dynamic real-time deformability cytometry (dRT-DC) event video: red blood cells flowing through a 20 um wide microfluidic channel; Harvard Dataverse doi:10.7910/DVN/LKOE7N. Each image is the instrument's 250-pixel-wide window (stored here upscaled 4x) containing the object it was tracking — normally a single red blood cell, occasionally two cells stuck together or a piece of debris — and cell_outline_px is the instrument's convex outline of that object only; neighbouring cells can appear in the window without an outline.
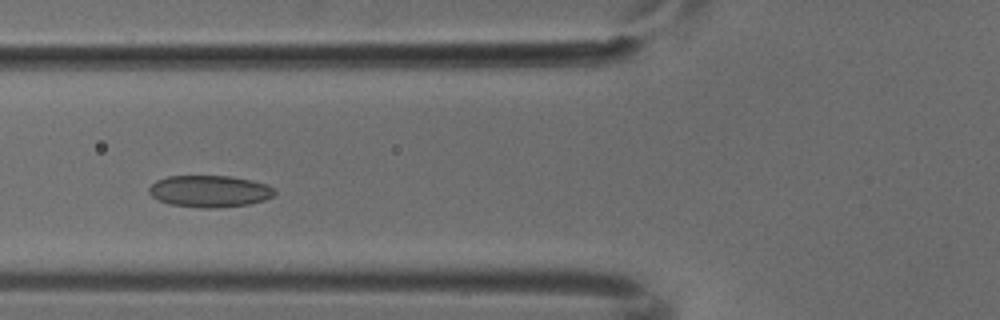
{"species": "common noctule bat (a hibernating species)", "species_latin": "Nyctalus noctula", "temperature_condition": "cold", "stored_images_in_passage": 4, "camera_frame_rate_fps": 3000, "um_per_image_px": 0.085, "animal": {"sex": "male", "body_mass_g": 18.8}, "frame": {"image": 1, "passage_image": 2, "time_ms": 0.333, "image_size_px": [1000, 320], "cell_outline_px": [[276, 192], [272, 196], [264, 200], [248, 204], [216, 208], [200, 208], [172, 204], [160, 200], [152, 196], [148, 192], [148, 188], [156, 180], [168, 176], [232, 176], [252, 180], [268, 184], [276, 188]], "centroid_in_image_um": [17.85, 16.24], "position_along_channel_um": 108.0, "area_um2": 23.35}}
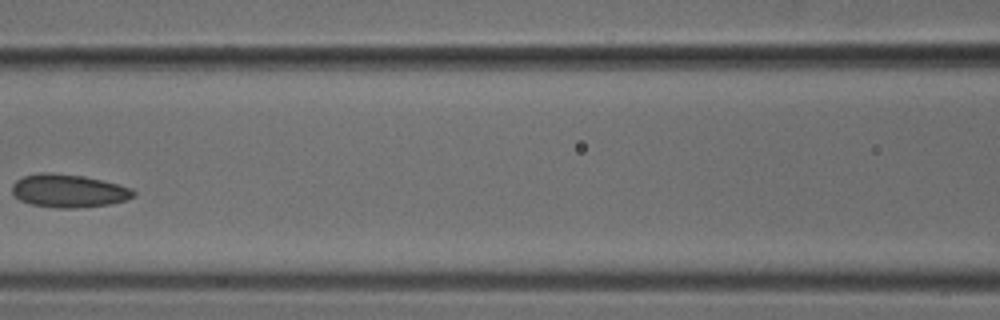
{"frame": {"image": 2, "passage_image": 3, "time_ms": 0.667, "image_size_px": [1000, 320], "cell_outline_px": [[136, 196], [128, 200], [112, 204], [76, 208], [56, 208], [32, 204], [20, 200], [12, 192], [12, 184], [16, 180], [24, 176], [40, 172], [48, 172], [84, 176], [120, 184], [132, 188], [136, 192]], "centroid_in_image_um": [5.88, 16.22], "position_along_channel_um": 160.7, "area_um2": 23.7}}
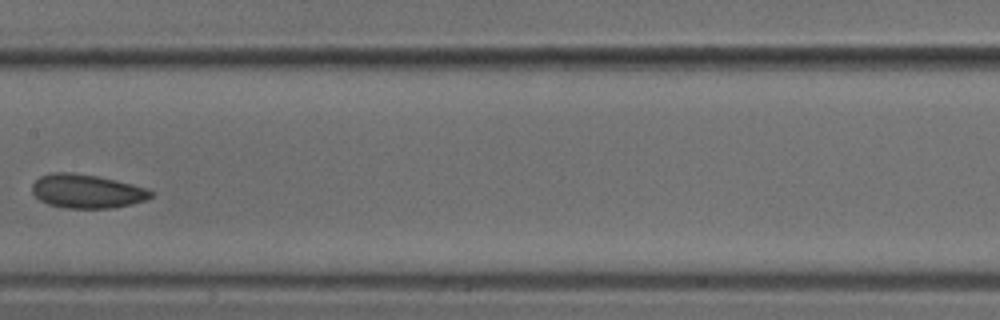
{"frame": {"image": 3, "passage_image": 4, "time_ms": 1.0, "image_size_px": [1000, 320], "cell_outline_px": [[152, 196], [144, 200], [112, 208], [64, 208], [48, 204], [40, 200], [32, 192], [32, 184], [40, 176], [52, 172], [72, 172], [96, 176], [116, 180], [132, 184], [144, 188], [152, 192]], "centroid_in_image_um": [7.32, 16.25], "position_along_channel_um": 200.1, "area_um2": 23.18}}